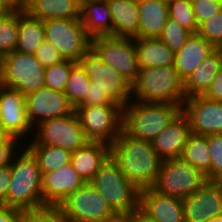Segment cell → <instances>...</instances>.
<instances>
[{"instance_id":"11","label":"cell","mask_w":222,"mask_h":222,"mask_svg":"<svg viewBox=\"0 0 222 222\" xmlns=\"http://www.w3.org/2000/svg\"><path fill=\"white\" fill-rule=\"evenodd\" d=\"M35 129L38 131L35 130L36 136L29 142L30 145L61 147L73 153L90 142L75 111L67 116L43 121Z\"/></svg>"},{"instance_id":"24","label":"cell","mask_w":222,"mask_h":222,"mask_svg":"<svg viewBox=\"0 0 222 222\" xmlns=\"http://www.w3.org/2000/svg\"><path fill=\"white\" fill-rule=\"evenodd\" d=\"M138 38H158L169 19L168 2L165 0H142L138 3Z\"/></svg>"},{"instance_id":"52","label":"cell","mask_w":222,"mask_h":222,"mask_svg":"<svg viewBox=\"0 0 222 222\" xmlns=\"http://www.w3.org/2000/svg\"><path fill=\"white\" fill-rule=\"evenodd\" d=\"M208 222H222V215L214 216L211 220Z\"/></svg>"},{"instance_id":"34","label":"cell","mask_w":222,"mask_h":222,"mask_svg":"<svg viewBox=\"0 0 222 222\" xmlns=\"http://www.w3.org/2000/svg\"><path fill=\"white\" fill-rule=\"evenodd\" d=\"M76 63L75 61L64 59L57 64L45 68V87L64 92L72 67Z\"/></svg>"},{"instance_id":"40","label":"cell","mask_w":222,"mask_h":222,"mask_svg":"<svg viewBox=\"0 0 222 222\" xmlns=\"http://www.w3.org/2000/svg\"><path fill=\"white\" fill-rule=\"evenodd\" d=\"M190 2L198 26L222 9V0H190Z\"/></svg>"},{"instance_id":"45","label":"cell","mask_w":222,"mask_h":222,"mask_svg":"<svg viewBox=\"0 0 222 222\" xmlns=\"http://www.w3.org/2000/svg\"><path fill=\"white\" fill-rule=\"evenodd\" d=\"M11 177L10 165L0 168V206H6V197Z\"/></svg>"},{"instance_id":"26","label":"cell","mask_w":222,"mask_h":222,"mask_svg":"<svg viewBox=\"0 0 222 222\" xmlns=\"http://www.w3.org/2000/svg\"><path fill=\"white\" fill-rule=\"evenodd\" d=\"M80 0H27L25 11L44 20L80 18Z\"/></svg>"},{"instance_id":"8","label":"cell","mask_w":222,"mask_h":222,"mask_svg":"<svg viewBox=\"0 0 222 222\" xmlns=\"http://www.w3.org/2000/svg\"><path fill=\"white\" fill-rule=\"evenodd\" d=\"M45 41L51 43L66 60L78 62L91 47L81 18L44 20Z\"/></svg>"},{"instance_id":"13","label":"cell","mask_w":222,"mask_h":222,"mask_svg":"<svg viewBox=\"0 0 222 222\" xmlns=\"http://www.w3.org/2000/svg\"><path fill=\"white\" fill-rule=\"evenodd\" d=\"M59 209L65 222H101L114 213L107 200L90 182L71 193Z\"/></svg>"},{"instance_id":"25","label":"cell","mask_w":222,"mask_h":222,"mask_svg":"<svg viewBox=\"0 0 222 222\" xmlns=\"http://www.w3.org/2000/svg\"><path fill=\"white\" fill-rule=\"evenodd\" d=\"M222 66V51L216 48L184 82L185 97L203 96Z\"/></svg>"},{"instance_id":"47","label":"cell","mask_w":222,"mask_h":222,"mask_svg":"<svg viewBox=\"0 0 222 222\" xmlns=\"http://www.w3.org/2000/svg\"><path fill=\"white\" fill-rule=\"evenodd\" d=\"M131 212H114L101 222H130Z\"/></svg>"},{"instance_id":"39","label":"cell","mask_w":222,"mask_h":222,"mask_svg":"<svg viewBox=\"0 0 222 222\" xmlns=\"http://www.w3.org/2000/svg\"><path fill=\"white\" fill-rule=\"evenodd\" d=\"M197 34L216 48L222 46V9L198 26Z\"/></svg>"},{"instance_id":"44","label":"cell","mask_w":222,"mask_h":222,"mask_svg":"<svg viewBox=\"0 0 222 222\" xmlns=\"http://www.w3.org/2000/svg\"><path fill=\"white\" fill-rule=\"evenodd\" d=\"M203 96L212 101L222 102V66L212 81L210 88Z\"/></svg>"},{"instance_id":"32","label":"cell","mask_w":222,"mask_h":222,"mask_svg":"<svg viewBox=\"0 0 222 222\" xmlns=\"http://www.w3.org/2000/svg\"><path fill=\"white\" fill-rule=\"evenodd\" d=\"M90 79L77 62L71 70L64 93L69 103L75 108L84 98L90 85Z\"/></svg>"},{"instance_id":"33","label":"cell","mask_w":222,"mask_h":222,"mask_svg":"<svg viewBox=\"0 0 222 222\" xmlns=\"http://www.w3.org/2000/svg\"><path fill=\"white\" fill-rule=\"evenodd\" d=\"M19 32V11L0 19V58L16 50Z\"/></svg>"},{"instance_id":"14","label":"cell","mask_w":222,"mask_h":222,"mask_svg":"<svg viewBox=\"0 0 222 222\" xmlns=\"http://www.w3.org/2000/svg\"><path fill=\"white\" fill-rule=\"evenodd\" d=\"M28 120L33 127L41 122L67 116L74 111L64 92L42 87L25 95Z\"/></svg>"},{"instance_id":"16","label":"cell","mask_w":222,"mask_h":222,"mask_svg":"<svg viewBox=\"0 0 222 222\" xmlns=\"http://www.w3.org/2000/svg\"><path fill=\"white\" fill-rule=\"evenodd\" d=\"M182 112L187 116L192 133L222 134V102L204 96L185 98Z\"/></svg>"},{"instance_id":"10","label":"cell","mask_w":222,"mask_h":222,"mask_svg":"<svg viewBox=\"0 0 222 222\" xmlns=\"http://www.w3.org/2000/svg\"><path fill=\"white\" fill-rule=\"evenodd\" d=\"M94 86L124 107L132 99V83L110 65L104 63L98 53L90 47L78 61Z\"/></svg>"},{"instance_id":"1","label":"cell","mask_w":222,"mask_h":222,"mask_svg":"<svg viewBox=\"0 0 222 222\" xmlns=\"http://www.w3.org/2000/svg\"><path fill=\"white\" fill-rule=\"evenodd\" d=\"M110 156L139 190L156 183L163 160L151 142L132 138L122 130L110 145Z\"/></svg>"},{"instance_id":"49","label":"cell","mask_w":222,"mask_h":222,"mask_svg":"<svg viewBox=\"0 0 222 222\" xmlns=\"http://www.w3.org/2000/svg\"><path fill=\"white\" fill-rule=\"evenodd\" d=\"M130 222H155L154 220L148 218L139 209L135 212H131Z\"/></svg>"},{"instance_id":"7","label":"cell","mask_w":222,"mask_h":222,"mask_svg":"<svg viewBox=\"0 0 222 222\" xmlns=\"http://www.w3.org/2000/svg\"><path fill=\"white\" fill-rule=\"evenodd\" d=\"M206 181L205 174L181 158L165 159L152 188L160 194L184 200Z\"/></svg>"},{"instance_id":"30","label":"cell","mask_w":222,"mask_h":222,"mask_svg":"<svg viewBox=\"0 0 222 222\" xmlns=\"http://www.w3.org/2000/svg\"><path fill=\"white\" fill-rule=\"evenodd\" d=\"M180 158L207 176L211 168V157L208 150L207 135L191 132Z\"/></svg>"},{"instance_id":"36","label":"cell","mask_w":222,"mask_h":222,"mask_svg":"<svg viewBox=\"0 0 222 222\" xmlns=\"http://www.w3.org/2000/svg\"><path fill=\"white\" fill-rule=\"evenodd\" d=\"M191 32L183 28L176 20L169 18L158 37L172 51L177 52L191 36Z\"/></svg>"},{"instance_id":"20","label":"cell","mask_w":222,"mask_h":222,"mask_svg":"<svg viewBox=\"0 0 222 222\" xmlns=\"http://www.w3.org/2000/svg\"><path fill=\"white\" fill-rule=\"evenodd\" d=\"M190 133L188 118L181 111L151 143L162 160L180 158Z\"/></svg>"},{"instance_id":"27","label":"cell","mask_w":222,"mask_h":222,"mask_svg":"<svg viewBox=\"0 0 222 222\" xmlns=\"http://www.w3.org/2000/svg\"><path fill=\"white\" fill-rule=\"evenodd\" d=\"M113 20V36L138 38L139 7L130 0H107Z\"/></svg>"},{"instance_id":"9","label":"cell","mask_w":222,"mask_h":222,"mask_svg":"<svg viewBox=\"0 0 222 222\" xmlns=\"http://www.w3.org/2000/svg\"><path fill=\"white\" fill-rule=\"evenodd\" d=\"M74 111L90 141L111 145L122 131L121 105L76 106Z\"/></svg>"},{"instance_id":"46","label":"cell","mask_w":222,"mask_h":222,"mask_svg":"<svg viewBox=\"0 0 222 222\" xmlns=\"http://www.w3.org/2000/svg\"><path fill=\"white\" fill-rule=\"evenodd\" d=\"M21 209L0 206V222H18Z\"/></svg>"},{"instance_id":"48","label":"cell","mask_w":222,"mask_h":222,"mask_svg":"<svg viewBox=\"0 0 222 222\" xmlns=\"http://www.w3.org/2000/svg\"><path fill=\"white\" fill-rule=\"evenodd\" d=\"M14 11H25L27 0H3Z\"/></svg>"},{"instance_id":"2","label":"cell","mask_w":222,"mask_h":222,"mask_svg":"<svg viewBox=\"0 0 222 222\" xmlns=\"http://www.w3.org/2000/svg\"><path fill=\"white\" fill-rule=\"evenodd\" d=\"M15 156L10 163L12 177L6 207L21 210L42 207V174L37 160L27 148L18 157Z\"/></svg>"},{"instance_id":"15","label":"cell","mask_w":222,"mask_h":222,"mask_svg":"<svg viewBox=\"0 0 222 222\" xmlns=\"http://www.w3.org/2000/svg\"><path fill=\"white\" fill-rule=\"evenodd\" d=\"M182 202L184 222H208L222 215V181H206Z\"/></svg>"},{"instance_id":"50","label":"cell","mask_w":222,"mask_h":222,"mask_svg":"<svg viewBox=\"0 0 222 222\" xmlns=\"http://www.w3.org/2000/svg\"><path fill=\"white\" fill-rule=\"evenodd\" d=\"M14 10L3 0H0V19L7 17Z\"/></svg>"},{"instance_id":"28","label":"cell","mask_w":222,"mask_h":222,"mask_svg":"<svg viewBox=\"0 0 222 222\" xmlns=\"http://www.w3.org/2000/svg\"><path fill=\"white\" fill-rule=\"evenodd\" d=\"M139 69L173 66L175 52L159 38H134Z\"/></svg>"},{"instance_id":"38","label":"cell","mask_w":222,"mask_h":222,"mask_svg":"<svg viewBox=\"0 0 222 222\" xmlns=\"http://www.w3.org/2000/svg\"><path fill=\"white\" fill-rule=\"evenodd\" d=\"M18 222H65L57 206H42L36 209H22Z\"/></svg>"},{"instance_id":"29","label":"cell","mask_w":222,"mask_h":222,"mask_svg":"<svg viewBox=\"0 0 222 222\" xmlns=\"http://www.w3.org/2000/svg\"><path fill=\"white\" fill-rule=\"evenodd\" d=\"M44 40L43 21L30 16L26 11H19V32L15 51L34 54Z\"/></svg>"},{"instance_id":"6","label":"cell","mask_w":222,"mask_h":222,"mask_svg":"<svg viewBox=\"0 0 222 222\" xmlns=\"http://www.w3.org/2000/svg\"><path fill=\"white\" fill-rule=\"evenodd\" d=\"M44 72L34 54L14 51L1 58L0 84L27 95L45 86Z\"/></svg>"},{"instance_id":"17","label":"cell","mask_w":222,"mask_h":222,"mask_svg":"<svg viewBox=\"0 0 222 222\" xmlns=\"http://www.w3.org/2000/svg\"><path fill=\"white\" fill-rule=\"evenodd\" d=\"M0 126L17 140L28 136L31 126L26 111L25 95L0 84ZM31 130V131H30ZM27 134V135H26Z\"/></svg>"},{"instance_id":"37","label":"cell","mask_w":222,"mask_h":222,"mask_svg":"<svg viewBox=\"0 0 222 222\" xmlns=\"http://www.w3.org/2000/svg\"><path fill=\"white\" fill-rule=\"evenodd\" d=\"M207 143L211 168L206 179L207 181H222V134L207 135Z\"/></svg>"},{"instance_id":"5","label":"cell","mask_w":222,"mask_h":222,"mask_svg":"<svg viewBox=\"0 0 222 222\" xmlns=\"http://www.w3.org/2000/svg\"><path fill=\"white\" fill-rule=\"evenodd\" d=\"M89 182L114 212H135L139 209L140 190L127 179L111 156Z\"/></svg>"},{"instance_id":"43","label":"cell","mask_w":222,"mask_h":222,"mask_svg":"<svg viewBox=\"0 0 222 222\" xmlns=\"http://www.w3.org/2000/svg\"><path fill=\"white\" fill-rule=\"evenodd\" d=\"M20 142L14 137H9L3 144H0V168L10 165L13 156L18 152L16 146ZM15 150V151H14Z\"/></svg>"},{"instance_id":"19","label":"cell","mask_w":222,"mask_h":222,"mask_svg":"<svg viewBox=\"0 0 222 222\" xmlns=\"http://www.w3.org/2000/svg\"><path fill=\"white\" fill-rule=\"evenodd\" d=\"M139 210L155 222H184L182 200L160 194L153 188L140 190Z\"/></svg>"},{"instance_id":"53","label":"cell","mask_w":222,"mask_h":222,"mask_svg":"<svg viewBox=\"0 0 222 222\" xmlns=\"http://www.w3.org/2000/svg\"><path fill=\"white\" fill-rule=\"evenodd\" d=\"M130 1L140 3L142 0H130Z\"/></svg>"},{"instance_id":"23","label":"cell","mask_w":222,"mask_h":222,"mask_svg":"<svg viewBox=\"0 0 222 222\" xmlns=\"http://www.w3.org/2000/svg\"><path fill=\"white\" fill-rule=\"evenodd\" d=\"M109 157V144L90 141L72 153L71 165L86 182H89Z\"/></svg>"},{"instance_id":"12","label":"cell","mask_w":222,"mask_h":222,"mask_svg":"<svg viewBox=\"0 0 222 222\" xmlns=\"http://www.w3.org/2000/svg\"><path fill=\"white\" fill-rule=\"evenodd\" d=\"M91 47L104 63L117 70L131 83L137 79L140 69L133 37L96 36L91 38Z\"/></svg>"},{"instance_id":"35","label":"cell","mask_w":222,"mask_h":222,"mask_svg":"<svg viewBox=\"0 0 222 222\" xmlns=\"http://www.w3.org/2000/svg\"><path fill=\"white\" fill-rule=\"evenodd\" d=\"M169 18L176 20L192 34L197 33L198 25L192 11L190 0L168 1Z\"/></svg>"},{"instance_id":"51","label":"cell","mask_w":222,"mask_h":222,"mask_svg":"<svg viewBox=\"0 0 222 222\" xmlns=\"http://www.w3.org/2000/svg\"><path fill=\"white\" fill-rule=\"evenodd\" d=\"M10 135L0 126V144H3Z\"/></svg>"},{"instance_id":"41","label":"cell","mask_w":222,"mask_h":222,"mask_svg":"<svg viewBox=\"0 0 222 222\" xmlns=\"http://www.w3.org/2000/svg\"><path fill=\"white\" fill-rule=\"evenodd\" d=\"M34 55L44 68H48L64 60L58 50L45 40L37 48Z\"/></svg>"},{"instance_id":"31","label":"cell","mask_w":222,"mask_h":222,"mask_svg":"<svg viewBox=\"0 0 222 222\" xmlns=\"http://www.w3.org/2000/svg\"><path fill=\"white\" fill-rule=\"evenodd\" d=\"M38 162L41 174L55 171L65 164L71 163L72 153L61 147L47 145L25 146Z\"/></svg>"},{"instance_id":"22","label":"cell","mask_w":222,"mask_h":222,"mask_svg":"<svg viewBox=\"0 0 222 222\" xmlns=\"http://www.w3.org/2000/svg\"><path fill=\"white\" fill-rule=\"evenodd\" d=\"M80 18L86 33L96 36H113V20L107 0H82Z\"/></svg>"},{"instance_id":"3","label":"cell","mask_w":222,"mask_h":222,"mask_svg":"<svg viewBox=\"0 0 222 222\" xmlns=\"http://www.w3.org/2000/svg\"><path fill=\"white\" fill-rule=\"evenodd\" d=\"M181 111L178 104L132 100L123 107L122 130L132 138L151 142Z\"/></svg>"},{"instance_id":"42","label":"cell","mask_w":222,"mask_h":222,"mask_svg":"<svg viewBox=\"0 0 222 222\" xmlns=\"http://www.w3.org/2000/svg\"><path fill=\"white\" fill-rule=\"evenodd\" d=\"M119 105L107 93L90 82L85 98L77 106Z\"/></svg>"},{"instance_id":"4","label":"cell","mask_w":222,"mask_h":222,"mask_svg":"<svg viewBox=\"0 0 222 222\" xmlns=\"http://www.w3.org/2000/svg\"><path fill=\"white\" fill-rule=\"evenodd\" d=\"M137 102L169 103L183 105L184 82L174 66H158L140 69L132 83V96Z\"/></svg>"},{"instance_id":"21","label":"cell","mask_w":222,"mask_h":222,"mask_svg":"<svg viewBox=\"0 0 222 222\" xmlns=\"http://www.w3.org/2000/svg\"><path fill=\"white\" fill-rule=\"evenodd\" d=\"M216 47L197 33L191 34L185 44L175 52L174 68L179 78L185 82L196 67L212 53Z\"/></svg>"},{"instance_id":"18","label":"cell","mask_w":222,"mask_h":222,"mask_svg":"<svg viewBox=\"0 0 222 222\" xmlns=\"http://www.w3.org/2000/svg\"><path fill=\"white\" fill-rule=\"evenodd\" d=\"M86 181L72 167L71 163L55 171L42 174L43 206H57L80 189Z\"/></svg>"}]
</instances>
